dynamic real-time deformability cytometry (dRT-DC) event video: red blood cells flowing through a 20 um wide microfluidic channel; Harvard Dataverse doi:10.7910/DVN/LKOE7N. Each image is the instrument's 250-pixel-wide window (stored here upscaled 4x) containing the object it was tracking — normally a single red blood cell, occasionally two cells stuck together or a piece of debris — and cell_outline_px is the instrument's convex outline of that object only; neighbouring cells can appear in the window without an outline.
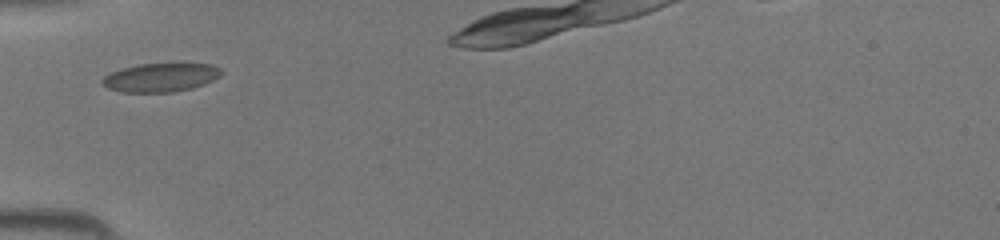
{"species": "common noctule bat (a hibernating species)", "species_latin": "Nyctalus noctula", "temperature_condition": "room temperature", "stored_images_in_passage": 25, "camera_frame_rate_fps": 3000, "um_per_image_px": 0.085, "animal": {"sex": "female", "body_mass_g": 19.5, "forearm_length_mm": 54.1}, "frame": {"image": 1, "passage_image": 1, "time_ms": 0.0, "image_size_px": [1000, 240], "cell_outline_px": [[220, 76], [204, 84], [192, 88], [172, 92], [120, 92], [108, 88], [100, 84], [100, 80], [104, 76], [112, 72], [136, 64], [212, 64], [220, 68]], "centroid_in_image_um": [13.61, 6.59], "position_along_channel_um": 71.4, "area_um2": 19.77}}
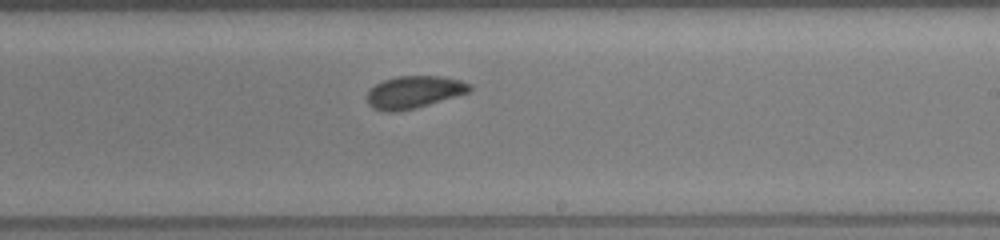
{"frame": {"image": 2, "passage_image": 13, "time_ms": 4.0, "image_size_px": [1000, 240], "cell_outline_px": [[472, 88], [468, 92], [416, 108], [392, 112], [388, 112], [372, 108], [368, 104], [368, 88], [384, 80], [396, 76], [444, 76], [460, 80], [472, 84]], "centroid_in_image_um": [35.18, 7.82], "position_along_channel_um": 253.8, "area_um2": 19.31}}
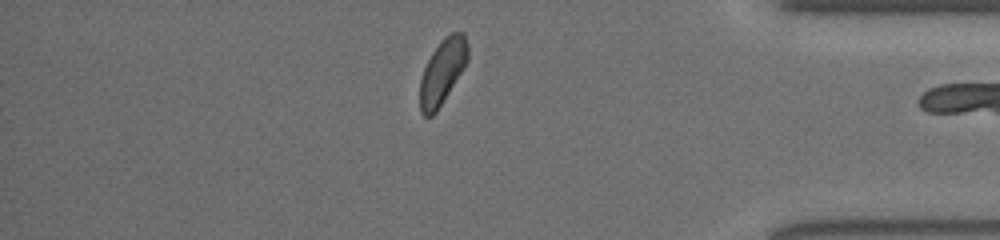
{"frame": {"image": 3, "passage_image": 24, "time_ms": 7.667, "image_size_px": [1000, 240], "cell_outline_px": [[468, 60], [464, 68], [436, 112], [432, 116], [424, 116], [420, 112], [420, 80], [424, 68], [432, 52], [440, 40], [444, 36], [452, 32], [464, 32], [468, 44]], "centroid_in_image_um": [37.61, 6.06], "position_along_channel_um": 397.6, "area_um2": 18.15}}